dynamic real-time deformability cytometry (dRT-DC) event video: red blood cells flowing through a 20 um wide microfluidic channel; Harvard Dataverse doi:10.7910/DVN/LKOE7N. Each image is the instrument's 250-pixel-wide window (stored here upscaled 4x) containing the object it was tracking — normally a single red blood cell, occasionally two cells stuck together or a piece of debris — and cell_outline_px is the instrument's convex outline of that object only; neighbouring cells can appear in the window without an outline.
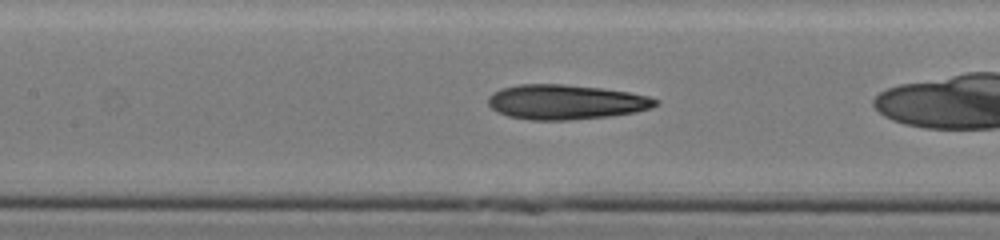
{"species": "human", "species_latin": "Homo sapiens", "temperature_condition": "cold", "stored_images_in_passage": 40, "camera_frame_rate_fps": 3000, "um_per_image_px": 0.085, "donor": {"sex": "male"}, "frame": {"image": 1, "passage_image": 22, "time_ms": 7.0, "image_size_px": [1000, 240], "cell_outline_px": [[660, 104], [652, 108], [636, 112], [612, 116], [568, 120], [532, 120], [508, 116], [496, 112], [488, 104], [488, 96], [492, 92], [500, 88], [520, 84], [564, 84], [600, 88], [628, 92], [648, 96], [660, 100]], "centroid_in_image_um": [48.1, 8.67], "position_along_channel_um": 159.3, "area_um2": 34.22}}
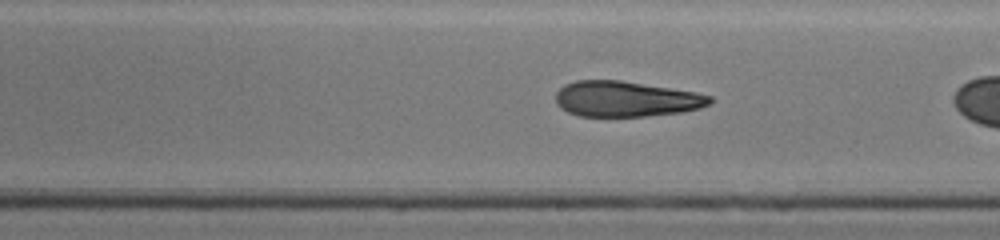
{"frame": {"image": 2, "passage_image": 28, "time_ms": 9.0, "image_size_px": [1000, 240], "cell_outline_px": [[712, 100], [708, 104], [700, 108], [680, 112], [644, 116], [580, 116], [568, 112], [560, 108], [556, 104], [556, 92], [564, 84], [576, 80], [620, 80], [696, 92], [712, 96]], "centroid_in_image_um": [53.17, 8.4], "position_along_channel_um": 235.8, "area_um2": 31.85}}
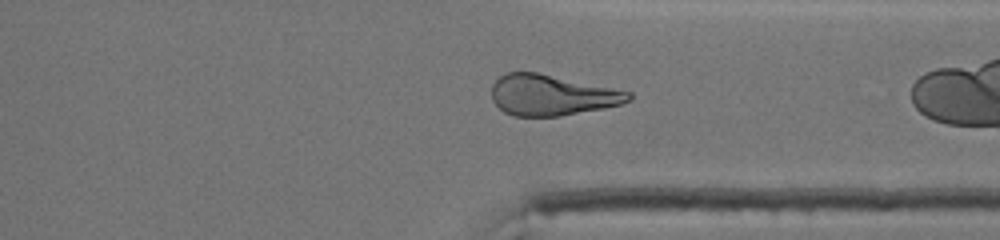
{"frame": {"image": 3, "passage_image": 38, "time_ms": 12.333, "image_size_px": [1000, 240], "cell_outline_px": [[632, 100], [620, 104], [604, 108], [560, 116], [512, 116], [504, 112], [492, 100], [492, 84], [504, 72], [540, 72], [632, 92]], "centroid_in_image_um": [46.9, 8.07], "position_along_channel_um": 364.5, "area_um2": 32.71}}